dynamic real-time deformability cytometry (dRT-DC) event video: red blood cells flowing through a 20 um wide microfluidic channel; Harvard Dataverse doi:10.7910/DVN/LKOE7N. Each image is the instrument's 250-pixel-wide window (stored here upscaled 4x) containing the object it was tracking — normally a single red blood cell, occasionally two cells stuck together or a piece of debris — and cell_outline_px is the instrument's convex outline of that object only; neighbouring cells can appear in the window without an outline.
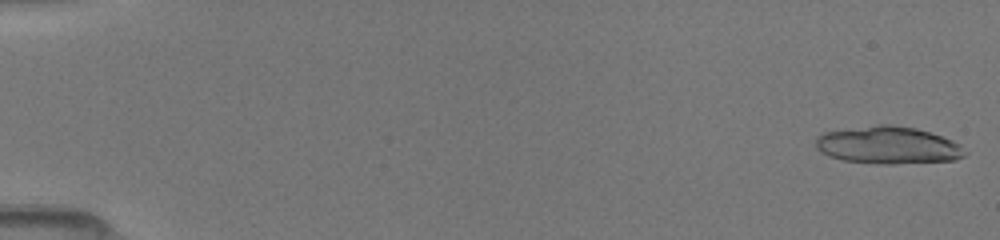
{"species": "common noctule bat (a hibernating species)", "species_latin": "Nyctalus noctula", "temperature_condition": "room temperature", "stored_images_in_passage": 28, "camera_frame_rate_fps": 3000, "um_per_image_px": 0.085, "animal": {"sex": "female", "body_mass_g": 19.5, "forearm_length_mm": 54.1}, "frame": {"image": 1, "passage_image": 1, "time_ms": 0.0, "image_size_px": [1000, 240], "cell_outline_px": [[968, 152], [964, 156], [956, 160], [896, 164], [880, 164], [844, 160], [828, 156], [816, 148], [816, 136], [824, 132], [876, 124], [892, 124], [916, 128], [952, 140], [960, 144]], "centroid_in_image_um": [75.5, 12.34], "position_along_channel_um": 9.5, "area_um2": 32.71}}